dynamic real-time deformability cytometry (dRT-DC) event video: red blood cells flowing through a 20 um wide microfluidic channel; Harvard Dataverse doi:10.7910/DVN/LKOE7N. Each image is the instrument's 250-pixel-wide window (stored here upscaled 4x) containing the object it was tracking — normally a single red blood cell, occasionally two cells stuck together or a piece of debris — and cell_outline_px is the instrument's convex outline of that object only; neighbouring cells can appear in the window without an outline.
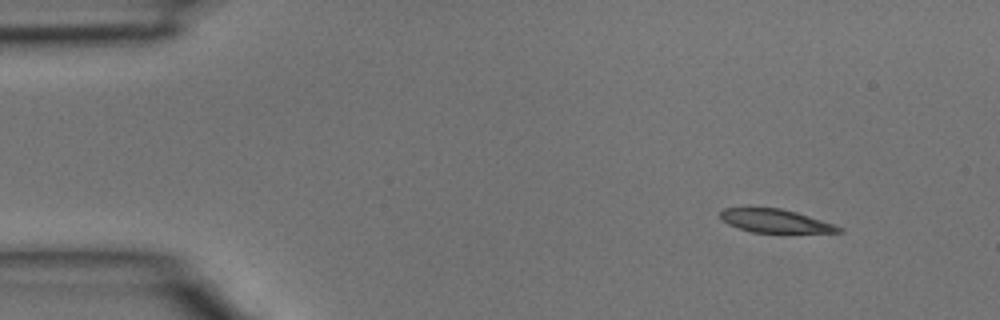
{"species": "common noctule bat (a hibernating species)", "species_latin": "Nyctalus noctula", "temperature_condition": "room temperature", "stored_images_in_passage": 4, "camera_frame_rate_fps": 3000, "um_per_image_px": 0.085, "animal": {"sex": "male", "body_mass_g": 15.6}, "frame": {"image": 1, "passage_image": 1, "time_ms": 0.0, "image_size_px": [1000, 320], "cell_outline_px": [[844, 232], [752, 232], [728, 224], [720, 216], [720, 212], [724, 208], [780, 208], [796, 212], [844, 228]], "centroid_in_image_um": [65.89, 18.78], "position_along_channel_um": 19.1, "area_um2": 15.66}}